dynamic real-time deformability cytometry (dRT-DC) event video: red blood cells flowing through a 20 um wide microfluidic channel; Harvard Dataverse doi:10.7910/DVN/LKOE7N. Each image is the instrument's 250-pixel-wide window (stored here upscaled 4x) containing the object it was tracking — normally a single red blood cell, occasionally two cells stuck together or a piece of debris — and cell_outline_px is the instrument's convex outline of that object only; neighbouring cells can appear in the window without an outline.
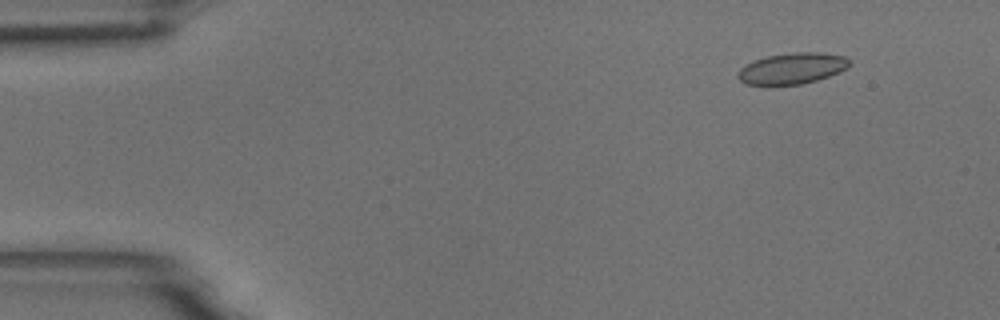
{"species": "common noctule bat (a hibernating species)", "species_latin": "Nyctalus noctula", "temperature_condition": "room temperature", "stored_images_in_passage": 15, "camera_frame_rate_fps": 3000, "um_per_image_px": 0.085, "animal": {"sex": "male", "body_mass_g": 18.8}, "frame": {"image": 1, "passage_image": 2, "time_ms": 0.333, "image_size_px": [1000, 320], "cell_outline_px": [[848, 68], [840, 72], [816, 80], [800, 84], [744, 84], [736, 76], [740, 68], [752, 60], [768, 56], [792, 52], [820, 52], [844, 56], [848, 60]], "centroid_in_image_um": [67.31, 5.8], "position_along_channel_um": 17.7, "area_um2": 20.06}}
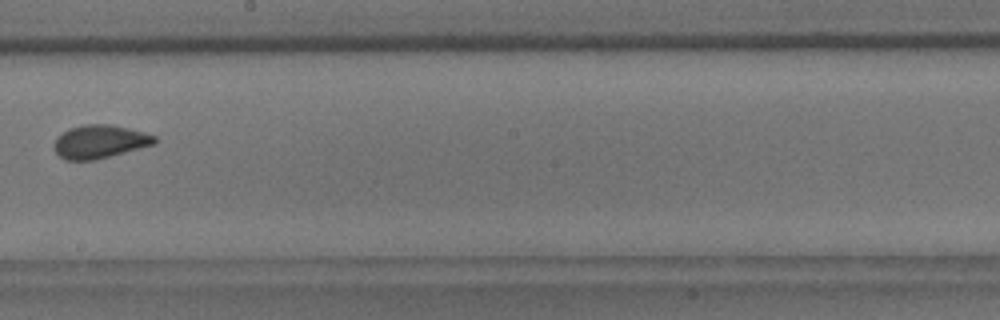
{"frame": {"image": 2, "passage_image": 9, "time_ms": 2.667, "image_size_px": [1000, 320], "cell_outline_px": [[156, 144], [92, 160], [68, 160], [60, 156], [56, 152], [56, 136], [72, 128], [84, 124], [108, 124], [128, 128], [144, 132], [156, 136]], "centroid_in_image_um": [8.51, 12.03], "position_along_channel_um": 239.7, "area_um2": 19.07}}
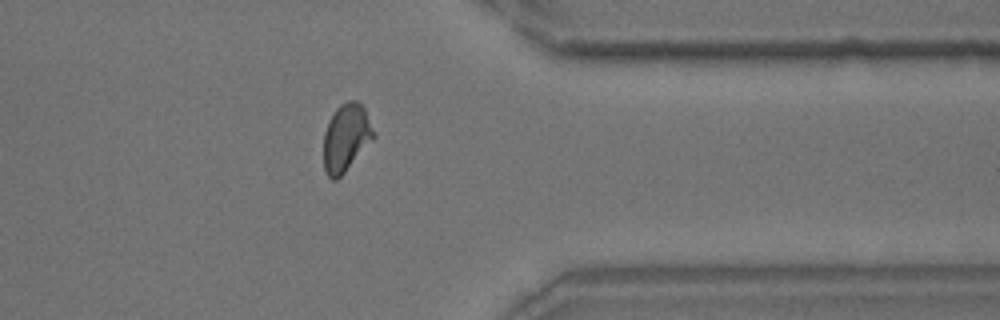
{"frame": {"image": 3, "passage_image": 13, "time_ms": 4.0, "image_size_px": [1000, 320], "cell_outline_px": [[376, 136], [344, 172], [336, 180], [332, 180], [328, 176], [324, 168], [324, 132], [336, 108], [340, 104], [348, 100], [356, 100], [364, 108], [376, 132]], "centroid_in_image_um": [29.43, 11.68], "position_along_channel_um": 382.0, "area_um2": 19.54}}